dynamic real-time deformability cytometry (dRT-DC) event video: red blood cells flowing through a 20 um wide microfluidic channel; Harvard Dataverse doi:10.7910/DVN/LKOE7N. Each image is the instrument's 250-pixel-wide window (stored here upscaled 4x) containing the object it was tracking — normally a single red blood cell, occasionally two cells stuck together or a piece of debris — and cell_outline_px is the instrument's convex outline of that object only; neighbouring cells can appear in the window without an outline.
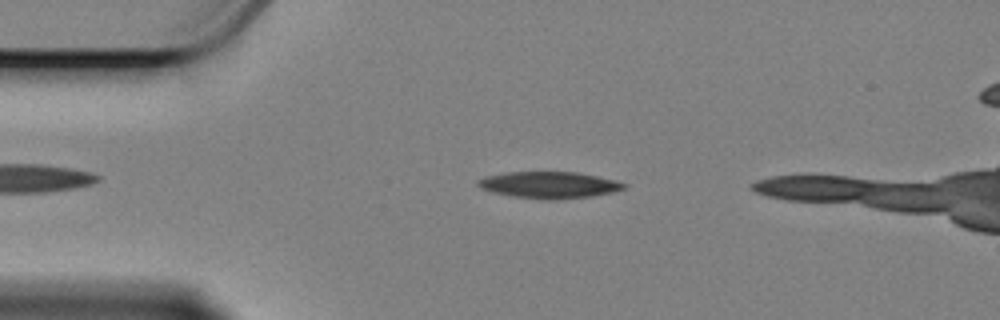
{"species": "Egyptian fruit bat (a non-hibernating species)", "species_latin": "Rousettus aegyptiacus", "temperature_condition": "cold", "stored_images_in_passage": 43, "camera_frame_rate_fps": 3000, "um_per_image_px": 0.085, "animal": {"sex": "female"}, "frame": {"image": 1, "passage_image": 4, "time_ms": 1.0, "image_size_px": [1000, 320], "cell_outline_px": [[628, 184], [624, 188], [612, 192], [592, 196], [552, 200], [548, 200], [516, 196], [496, 192], [484, 188], [476, 184], [480, 180], [488, 176], [508, 172], [576, 172], [596, 176]], "centroid_in_image_um": [46.74, 15.72], "position_along_channel_um": 38.3, "area_um2": 21.96}}
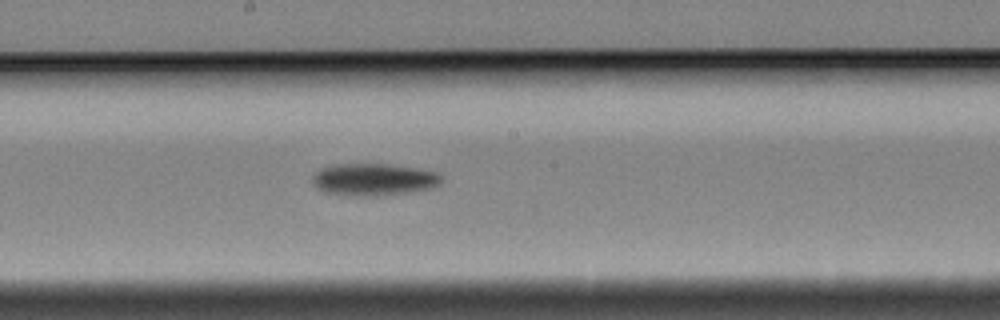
{"frame": {"image": 2, "passage_image": 22, "time_ms": 7.0, "image_size_px": [1000, 320], "cell_outline_px": [[440, 184], [432, 188], [412, 192], [372, 196], [368, 196], [328, 192], [312, 184], [312, 176], [320, 168], [332, 164], [388, 164], [436, 172], [440, 176]], "centroid_in_image_um": [31.75, 15.24], "position_along_channel_um": 216.4, "area_um2": 23.76}}
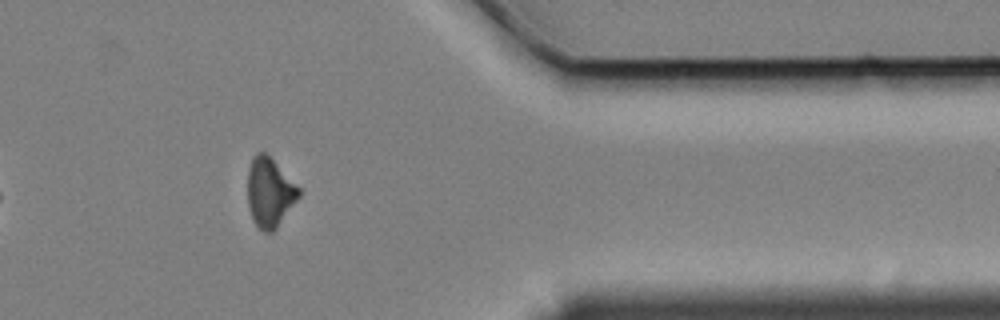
{"frame": {"image": 3, "passage_image": 39, "time_ms": 12.667, "image_size_px": [1000, 320], "cell_outline_px": [[300, 196], [276, 228], [272, 232], [264, 232], [252, 220], [248, 204], [248, 168], [252, 156], [256, 152], [264, 152], [300, 188]], "centroid_in_image_um": [22.9, 16.36], "position_along_channel_um": 388.5, "area_um2": 20.4}}